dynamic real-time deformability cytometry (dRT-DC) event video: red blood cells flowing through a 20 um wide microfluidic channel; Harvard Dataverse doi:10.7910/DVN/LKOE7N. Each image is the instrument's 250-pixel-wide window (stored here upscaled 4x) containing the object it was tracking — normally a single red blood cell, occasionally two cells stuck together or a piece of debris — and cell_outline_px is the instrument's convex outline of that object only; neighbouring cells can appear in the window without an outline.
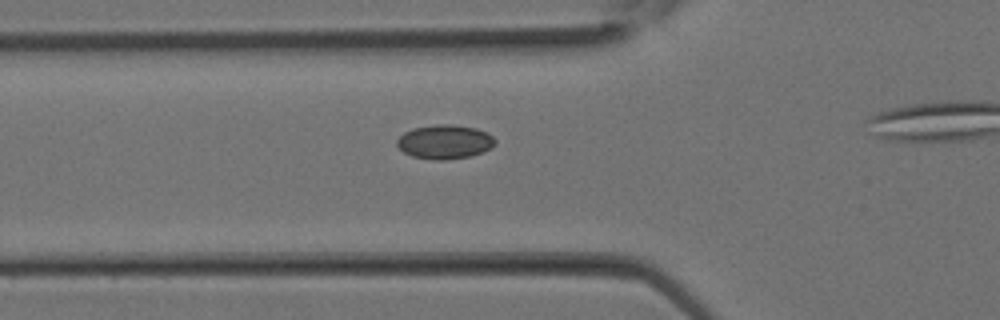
{"species": "Egyptian fruit bat (a non-hibernating species)", "species_latin": "Rousettus aegyptiacus", "temperature_condition": "room temperature", "stored_images_in_passage": 9, "camera_frame_rate_fps": 3000, "um_per_image_px": 0.085, "animal": {"sex": "female"}, "frame": {"image": 1, "passage_image": 4, "time_ms": 1.0, "image_size_px": [1000, 320], "cell_outline_px": [[496, 144], [480, 152], [468, 156], [444, 160], [436, 160], [412, 156], [404, 152], [396, 144], [396, 140], [404, 132], [412, 128], [436, 124], [452, 124], [476, 128], [492, 136], [496, 140]], "centroid_in_image_um": [37.76, 12.04], "position_along_channel_um": 88.0, "area_um2": 19.31}}
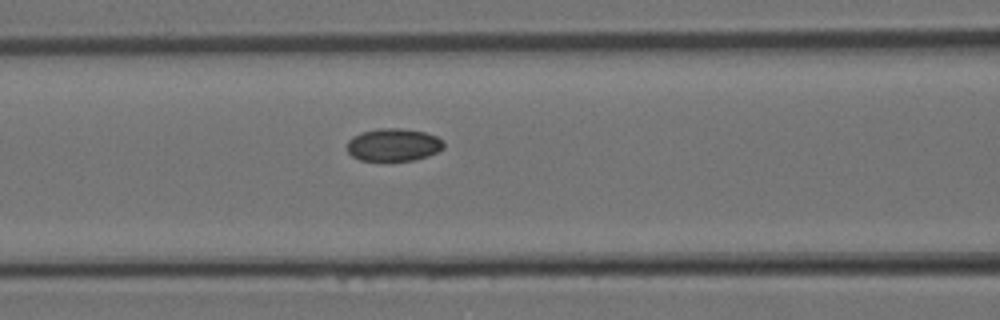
{"frame": {"image": 2, "passage_image": 6, "time_ms": 1.667, "image_size_px": [1000, 320], "cell_outline_px": [[444, 148], [428, 156], [412, 160], [360, 160], [352, 156], [348, 152], [348, 140], [352, 136], [360, 132], [380, 128], [400, 128], [424, 132], [436, 136], [444, 140]], "centroid_in_image_um": [33.45, 12.29], "position_along_channel_um": 133.2, "area_um2": 18.38}}
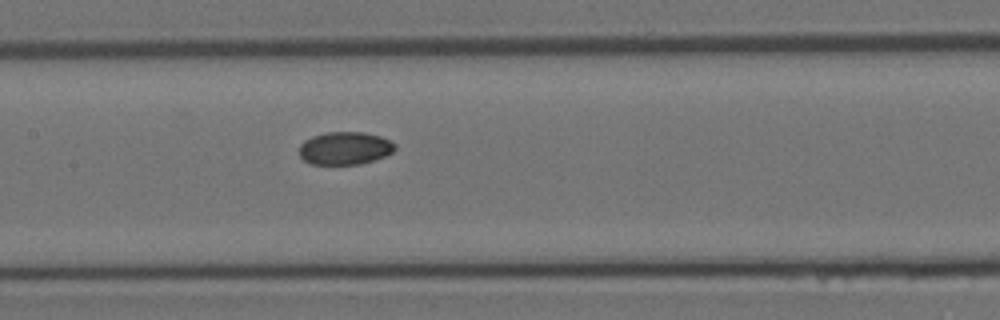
{"frame": {"image": 3, "passage_image": 8, "time_ms": 2.333, "image_size_px": [1000, 320], "cell_outline_px": [[396, 148], [392, 152], [384, 156], [360, 164], [312, 164], [304, 160], [300, 156], [300, 144], [304, 140], [312, 136], [328, 132], [364, 132], [380, 136], [392, 140], [396, 144]], "centroid_in_image_um": [29.33, 12.59], "position_along_channel_um": 178.1, "area_um2": 18.32}}